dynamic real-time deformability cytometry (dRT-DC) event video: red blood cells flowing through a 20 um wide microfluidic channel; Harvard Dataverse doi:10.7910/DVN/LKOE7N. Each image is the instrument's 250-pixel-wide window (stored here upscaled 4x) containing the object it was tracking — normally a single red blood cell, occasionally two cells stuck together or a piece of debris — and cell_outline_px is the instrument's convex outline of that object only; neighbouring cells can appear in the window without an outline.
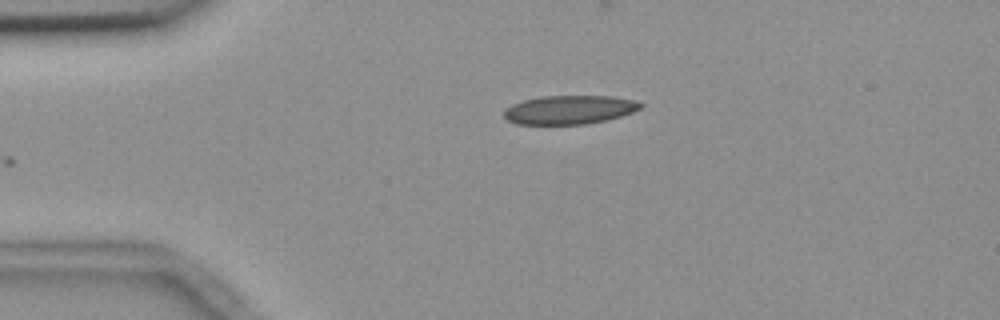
{"species": "common noctule bat (a hibernating species)", "species_latin": "Nyctalus noctula", "temperature_condition": "room temperature", "stored_images_in_passage": 33, "camera_frame_rate_fps": 3000, "um_per_image_px": 0.085, "animal": {"sex": "female", "body_mass_g": 18.4}, "frame": {"image": 1, "passage_image": 1, "time_ms": 0.0, "image_size_px": [1000, 320], "cell_outline_px": [[644, 104], [640, 108], [632, 112], [608, 120], [584, 124], [516, 124], [508, 120], [504, 116], [504, 108], [512, 104], [524, 100], [540, 96], [612, 96], [632, 100]], "centroid_in_image_um": [48.37, 9.33], "position_along_channel_um": 36.6, "area_um2": 22.83}}
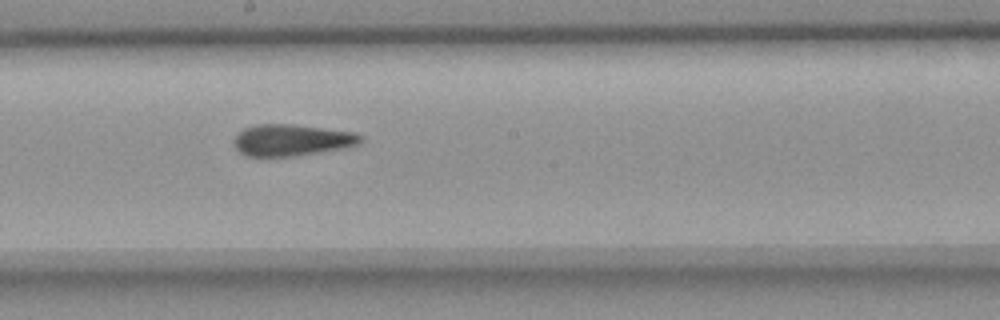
{"frame": {"image": 2, "passage_image": 19, "time_ms": 6.0, "image_size_px": [1000, 320], "cell_outline_px": [[364, 136], [360, 144], [344, 148], [296, 156], [248, 156], [240, 152], [236, 148], [232, 140], [236, 132], [244, 128], [256, 124], [292, 124], [356, 132]], "centroid_in_image_um": [24.8, 11.9], "position_along_channel_um": 223.4, "area_um2": 23.58}}
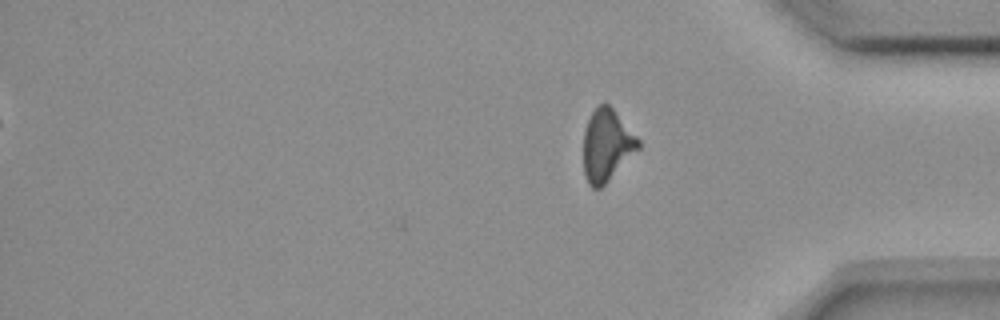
{"frame": {"image": 3, "passage_image": 33, "time_ms": 10.667, "image_size_px": [1000, 320], "cell_outline_px": [[640, 148], [600, 188], [592, 188], [588, 184], [584, 176], [584, 132], [588, 120], [592, 112], [604, 100], [616, 112], [640, 140]], "centroid_in_image_um": [51.57, 12.34], "position_along_channel_um": 383.6, "area_um2": 22.77}, "authors_computed_cell_mechanics": {"area_um2": 23.3512, "velocity_mm_per_s": 3.6971, "shape_relaxation_time_tau1_ms": null, "shape_relaxation_time_tau2_ms": 3.4164, "deformation_change_tau1": null, "deformation_change_tau2": 0.1094}}